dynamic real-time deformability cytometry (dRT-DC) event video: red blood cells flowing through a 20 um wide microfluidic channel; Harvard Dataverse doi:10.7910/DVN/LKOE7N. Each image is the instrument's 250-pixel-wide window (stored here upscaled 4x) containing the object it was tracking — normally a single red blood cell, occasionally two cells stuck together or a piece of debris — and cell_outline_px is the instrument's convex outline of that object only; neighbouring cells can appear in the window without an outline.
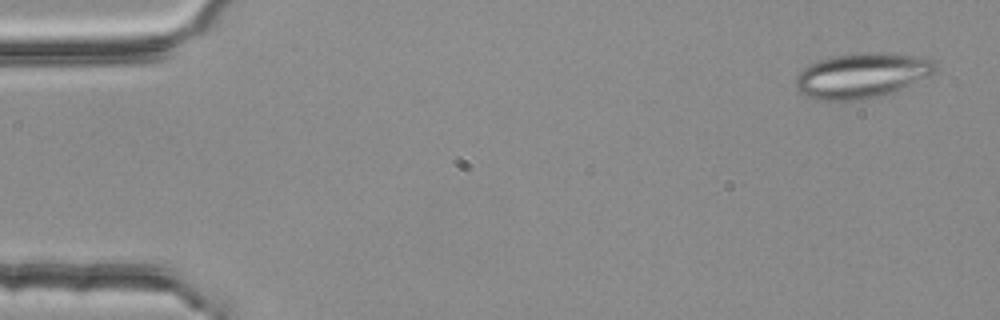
{"species": "common noctule bat (a hibernating species)", "species_latin": "Nyctalus noctula", "temperature_condition": "room temperature", "stored_images_in_passage": 3, "camera_frame_rate_fps": 3000, "um_per_image_px": 0.085, "animal": {"sex": "female", "body_mass_g": 25.1}, "frame": {"image": 1, "passage_image": 1, "time_ms": 0.0, "image_size_px": [1000, 320], "cell_outline_px": [[936, 72], [928, 76], [892, 92], [864, 100], [816, 100], [804, 96], [796, 88], [796, 76], [808, 64], [832, 56], [868, 52], [888, 52], [928, 56], [936, 64]], "centroid_in_image_um": [73.27, 6.4], "position_along_channel_um": 11.7, "area_um2": 36.93}}